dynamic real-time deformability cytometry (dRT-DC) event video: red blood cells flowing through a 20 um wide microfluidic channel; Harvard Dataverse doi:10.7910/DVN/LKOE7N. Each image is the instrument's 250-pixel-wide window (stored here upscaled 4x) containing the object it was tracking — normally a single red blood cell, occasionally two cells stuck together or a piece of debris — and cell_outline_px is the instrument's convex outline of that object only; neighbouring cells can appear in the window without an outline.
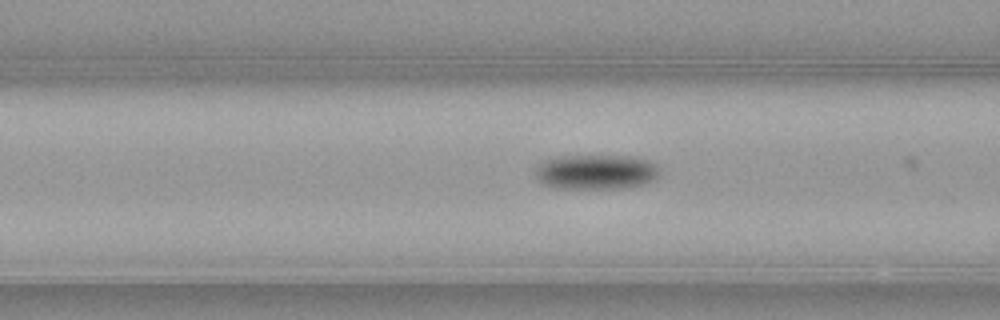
{"species": "common noctule bat (a hibernating species)", "species_latin": "Nyctalus noctula", "temperature_condition": "warm", "stored_images_in_passage": 31, "camera_frame_rate_fps": 3000, "um_per_image_px": 0.085, "animal": {"sex": "female", "body_mass_g": 21.9}, "frame": {"image": 1, "passage_image": 4, "time_ms": 1.0, "image_size_px": [1000, 320], "cell_outline_px": [[660, 172], [656, 180], [644, 184], [620, 188], [560, 188], [544, 184], [536, 176], [536, 168], [544, 160], [556, 156], [632, 156], [648, 160], [656, 164], [660, 168]], "centroid_in_image_um": [50.72, 14.6], "position_along_channel_um": 115.9, "area_um2": 25.26}}
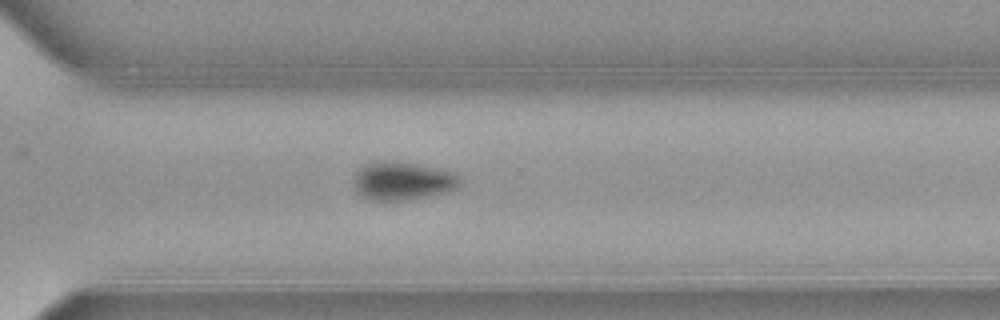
{"frame": {"image": 2, "passage_image": 21, "time_ms": 6.667, "image_size_px": [1000, 320], "cell_outline_px": [[460, 188], [448, 192], [408, 200], [368, 200], [356, 192], [356, 172], [360, 168], [368, 164], [384, 160], [416, 164], [456, 172], [460, 176]], "centroid_in_image_um": [34.29, 15.39], "position_along_channel_um": 336.3, "area_um2": 23.64}}
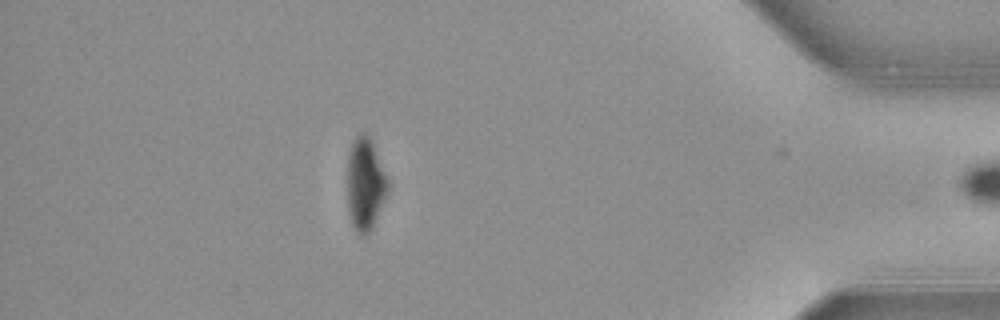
{"frame": {"image": 3, "passage_image": 30, "time_ms": 9.667, "image_size_px": [1000, 320], "cell_outline_px": [[388, 192], [372, 228], [368, 236], [360, 236], [356, 232], [348, 216], [348, 152], [356, 136], [360, 132], [364, 132], [368, 136], [372, 144], [388, 180]], "centroid_in_image_um": [31.03, 15.72], "position_along_channel_um": 404.2, "area_um2": 21.68}}